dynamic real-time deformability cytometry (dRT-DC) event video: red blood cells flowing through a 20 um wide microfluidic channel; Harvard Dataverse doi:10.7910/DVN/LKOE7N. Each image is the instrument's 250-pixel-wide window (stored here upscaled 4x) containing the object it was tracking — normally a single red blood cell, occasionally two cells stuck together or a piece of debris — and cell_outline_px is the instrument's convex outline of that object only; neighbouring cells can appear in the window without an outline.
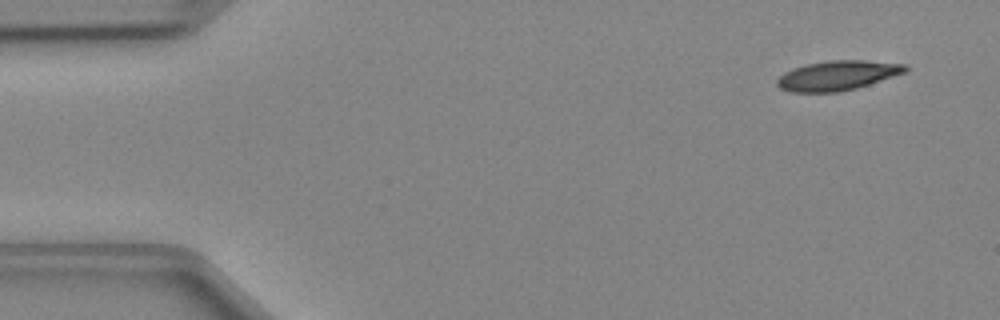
{"species": "Egyptian fruit bat (a non-hibernating species)", "species_latin": "Rousettus aegyptiacus", "temperature_condition": "cold", "stored_images_in_passage": 45, "camera_frame_rate_fps": 3000, "um_per_image_px": 0.085, "animal": {"sex": "female"}, "frame": {"image": 1, "passage_image": 1, "time_ms": 0.0, "image_size_px": [1000, 320], "cell_outline_px": [[908, 72], [856, 88], [840, 92], [792, 92], [780, 88], [776, 84], [776, 80], [784, 72], [792, 68], [808, 64], [828, 60], [864, 60], [908, 64]], "centroid_in_image_um": [71.22, 6.41], "position_along_channel_um": 13.8, "area_um2": 22.31}}
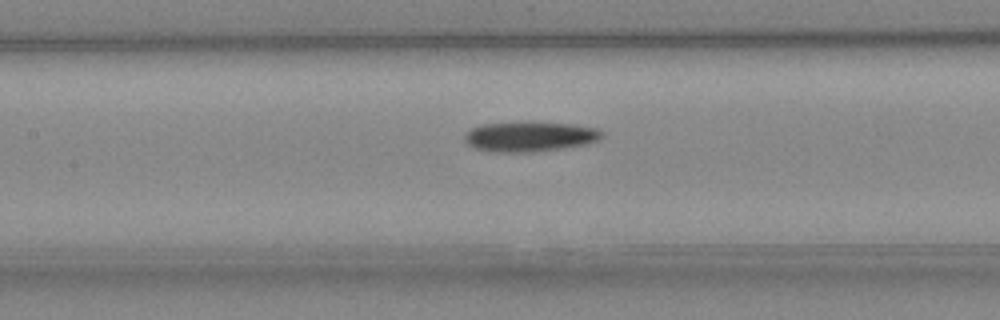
{"frame": {"image": 2, "passage_image": 19, "time_ms": 6.0, "image_size_px": [1000, 320], "cell_outline_px": [[604, 136], [588, 144], [564, 148], [532, 152], [492, 152], [476, 148], [468, 144], [464, 140], [464, 136], [472, 128], [480, 124], [520, 120], [524, 120], [572, 124], [596, 128], [604, 132]], "centroid_in_image_um": [45.03, 11.58], "position_along_channel_um": 162.4, "area_um2": 24.68}}
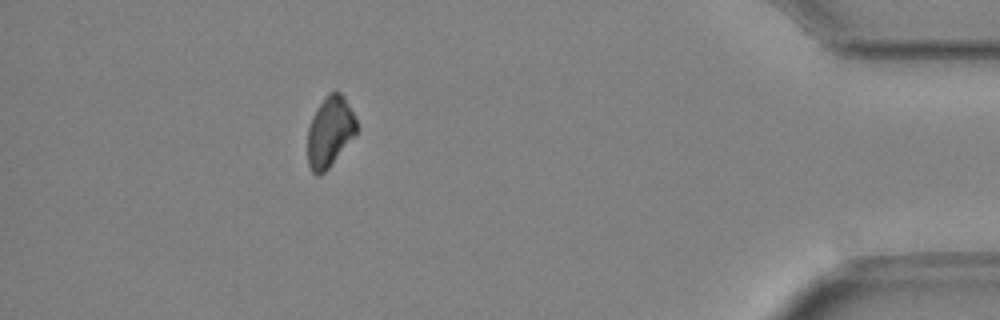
{"frame": {"image": 3, "passage_image": 40, "time_ms": 13.0, "image_size_px": [1000, 320], "cell_outline_px": [[356, 132], [328, 168], [320, 176], [316, 176], [312, 172], [308, 164], [308, 128], [312, 116], [316, 108], [328, 92], [332, 88], [336, 88], [344, 96], [356, 120]], "centroid_in_image_um": [28.0, 11.15], "position_along_channel_um": 407.2, "area_um2": 20.0}}